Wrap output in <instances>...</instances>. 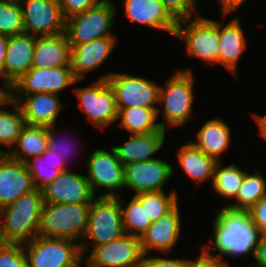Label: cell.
<instances>
[{"instance_id":"6da1fadb","label":"cell","mask_w":266,"mask_h":267,"mask_svg":"<svg viewBox=\"0 0 266 267\" xmlns=\"http://www.w3.org/2000/svg\"><path fill=\"white\" fill-rule=\"evenodd\" d=\"M212 222V237L209 243L195 247L206 256L220 260L227 267L230 265L223 256L236 259L251 255L254 258L261 235L248 210H234L223 206ZM211 251L217 252L213 254Z\"/></svg>"},{"instance_id":"7a4b0ae2","label":"cell","mask_w":266,"mask_h":267,"mask_svg":"<svg viewBox=\"0 0 266 267\" xmlns=\"http://www.w3.org/2000/svg\"><path fill=\"white\" fill-rule=\"evenodd\" d=\"M193 74L191 68H177L173 75L164 80V84L161 85L157 117L158 121L159 116L163 118L159 121L162 129L169 131L170 128L183 127L191 120L196 83Z\"/></svg>"},{"instance_id":"3957f363","label":"cell","mask_w":266,"mask_h":267,"mask_svg":"<svg viewBox=\"0 0 266 267\" xmlns=\"http://www.w3.org/2000/svg\"><path fill=\"white\" fill-rule=\"evenodd\" d=\"M43 204L42 190L35 188L0 209V242L24 244L38 236Z\"/></svg>"},{"instance_id":"277c9868","label":"cell","mask_w":266,"mask_h":267,"mask_svg":"<svg viewBox=\"0 0 266 267\" xmlns=\"http://www.w3.org/2000/svg\"><path fill=\"white\" fill-rule=\"evenodd\" d=\"M91 203H44L38 235L81 243L88 226Z\"/></svg>"},{"instance_id":"5b68a950","label":"cell","mask_w":266,"mask_h":267,"mask_svg":"<svg viewBox=\"0 0 266 267\" xmlns=\"http://www.w3.org/2000/svg\"><path fill=\"white\" fill-rule=\"evenodd\" d=\"M124 234L120 200L117 197H96L89 209L84 240L80 243L83 256H87L85 253L91 246L113 242Z\"/></svg>"},{"instance_id":"8992f818","label":"cell","mask_w":266,"mask_h":267,"mask_svg":"<svg viewBox=\"0 0 266 267\" xmlns=\"http://www.w3.org/2000/svg\"><path fill=\"white\" fill-rule=\"evenodd\" d=\"M185 43L187 56L205 65H218L219 21L200 15L178 21L175 36Z\"/></svg>"},{"instance_id":"52a82bcc","label":"cell","mask_w":266,"mask_h":267,"mask_svg":"<svg viewBox=\"0 0 266 267\" xmlns=\"http://www.w3.org/2000/svg\"><path fill=\"white\" fill-rule=\"evenodd\" d=\"M116 5L99 3L85 12L65 20L64 33L71 47L99 38L117 37L112 29L117 14Z\"/></svg>"},{"instance_id":"ba28073f","label":"cell","mask_w":266,"mask_h":267,"mask_svg":"<svg viewBox=\"0 0 266 267\" xmlns=\"http://www.w3.org/2000/svg\"><path fill=\"white\" fill-rule=\"evenodd\" d=\"M78 107L93 127L104 131L118 119L116 97L107 79H96L89 86L73 88Z\"/></svg>"},{"instance_id":"9c48e42d","label":"cell","mask_w":266,"mask_h":267,"mask_svg":"<svg viewBox=\"0 0 266 267\" xmlns=\"http://www.w3.org/2000/svg\"><path fill=\"white\" fill-rule=\"evenodd\" d=\"M29 267H78L84 264L80 243L36 236L23 244Z\"/></svg>"},{"instance_id":"30bf717a","label":"cell","mask_w":266,"mask_h":267,"mask_svg":"<svg viewBox=\"0 0 266 267\" xmlns=\"http://www.w3.org/2000/svg\"><path fill=\"white\" fill-rule=\"evenodd\" d=\"M96 79H107L112 86L118 109L144 107L158 109L160 87L152 79L131 73L110 72Z\"/></svg>"},{"instance_id":"8fae6325","label":"cell","mask_w":266,"mask_h":267,"mask_svg":"<svg viewBox=\"0 0 266 267\" xmlns=\"http://www.w3.org/2000/svg\"><path fill=\"white\" fill-rule=\"evenodd\" d=\"M85 166L87 180L97 197H118L117 190L125 188L124 165L119 161L115 149H94L89 154ZM98 188L104 189L97 193ZM105 192V193H104ZM98 194V195H97Z\"/></svg>"},{"instance_id":"7c38bea8","label":"cell","mask_w":266,"mask_h":267,"mask_svg":"<svg viewBox=\"0 0 266 267\" xmlns=\"http://www.w3.org/2000/svg\"><path fill=\"white\" fill-rule=\"evenodd\" d=\"M77 80L71 66L54 68H31L8 89L9 95H29L35 93H55L60 95L68 87L73 88ZM73 86V87H72Z\"/></svg>"},{"instance_id":"4fadbf2b","label":"cell","mask_w":266,"mask_h":267,"mask_svg":"<svg viewBox=\"0 0 266 267\" xmlns=\"http://www.w3.org/2000/svg\"><path fill=\"white\" fill-rule=\"evenodd\" d=\"M24 33L35 37L64 33L65 18L59 0H19Z\"/></svg>"},{"instance_id":"5bb4252c","label":"cell","mask_w":266,"mask_h":267,"mask_svg":"<svg viewBox=\"0 0 266 267\" xmlns=\"http://www.w3.org/2000/svg\"><path fill=\"white\" fill-rule=\"evenodd\" d=\"M90 249L84 257L88 267H140L143 257L140 238L130 234Z\"/></svg>"},{"instance_id":"9a60e30c","label":"cell","mask_w":266,"mask_h":267,"mask_svg":"<svg viewBox=\"0 0 266 267\" xmlns=\"http://www.w3.org/2000/svg\"><path fill=\"white\" fill-rule=\"evenodd\" d=\"M174 167L162 158L132 162L124 166L125 189L136 194L165 191L164 185L173 179Z\"/></svg>"},{"instance_id":"2e32d148","label":"cell","mask_w":266,"mask_h":267,"mask_svg":"<svg viewBox=\"0 0 266 267\" xmlns=\"http://www.w3.org/2000/svg\"><path fill=\"white\" fill-rule=\"evenodd\" d=\"M41 190L44 203H92L97 197L87 177L70 169L60 172Z\"/></svg>"},{"instance_id":"e0dca14e","label":"cell","mask_w":266,"mask_h":267,"mask_svg":"<svg viewBox=\"0 0 266 267\" xmlns=\"http://www.w3.org/2000/svg\"><path fill=\"white\" fill-rule=\"evenodd\" d=\"M179 202L157 221L152 222L148 229L140 237V245L143 254H151L154 249L157 252L170 254L176 247L182 229L181 211Z\"/></svg>"},{"instance_id":"ac0fdd59","label":"cell","mask_w":266,"mask_h":267,"mask_svg":"<svg viewBox=\"0 0 266 267\" xmlns=\"http://www.w3.org/2000/svg\"><path fill=\"white\" fill-rule=\"evenodd\" d=\"M9 97L19 104L26 124L30 126H54L64 109L60 95L55 93L41 92Z\"/></svg>"},{"instance_id":"d6986e66","label":"cell","mask_w":266,"mask_h":267,"mask_svg":"<svg viewBox=\"0 0 266 267\" xmlns=\"http://www.w3.org/2000/svg\"><path fill=\"white\" fill-rule=\"evenodd\" d=\"M118 37L99 38L71 47L70 66L77 80L86 78L87 73L100 69L117 47Z\"/></svg>"},{"instance_id":"ffe728a7","label":"cell","mask_w":266,"mask_h":267,"mask_svg":"<svg viewBox=\"0 0 266 267\" xmlns=\"http://www.w3.org/2000/svg\"><path fill=\"white\" fill-rule=\"evenodd\" d=\"M126 18L137 25L160 30L175 36L178 21L161 0H123Z\"/></svg>"},{"instance_id":"44dd1931","label":"cell","mask_w":266,"mask_h":267,"mask_svg":"<svg viewBox=\"0 0 266 267\" xmlns=\"http://www.w3.org/2000/svg\"><path fill=\"white\" fill-rule=\"evenodd\" d=\"M34 189L26 163L0 154V209Z\"/></svg>"},{"instance_id":"7402d4cb","label":"cell","mask_w":266,"mask_h":267,"mask_svg":"<svg viewBox=\"0 0 266 267\" xmlns=\"http://www.w3.org/2000/svg\"><path fill=\"white\" fill-rule=\"evenodd\" d=\"M235 16L224 25L219 22V54L218 65L223 66L229 71L236 80L238 79L237 70L241 56L247 48V35L242 28L240 18Z\"/></svg>"},{"instance_id":"603a6c76","label":"cell","mask_w":266,"mask_h":267,"mask_svg":"<svg viewBox=\"0 0 266 267\" xmlns=\"http://www.w3.org/2000/svg\"><path fill=\"white\" fill-rule=\"evenodd\" d=\"M36 37L22 33L9 36L4 62V87L9 88L33 65Z\"/></svg>"},{"instance_id":"cb8c5ba5","label":"cell","mask_w":266,"mask_h":267,"mask_svg":"<svg viewBox=\"0 0 266 267\" xmlns=\"http://www.w3.org/2000/svg\"><path fill=\"white\" fill-rule=\"evenodd\" d=\"M166 134L167 130L162 128L148 134H130L123 144L112 147L124 166L132 162H144L157 158L154 156L163 149Z\"/></svg>"},{"instance_id":"d4e9b609","label":"cell","mask_w":266,"mask_h":267,"mask_svg":"<svg viewBox=\"0 0 266 267\" xmlns=\"http://www.w3.org/2000/svg\"><path fill=\"white\" fill-rule=\"evenodd\" d=\"M231 128L223 118L214 117L204 122L196 133V140H188L208 156L222 161L231 144Z\"/></svg>"},{"instance_id":"484cf974","label":"cell","mask_w":266,"mask_h":267,"mask_svg":"<svg viewBox=\"0 0 266 267\" xmlns=\"http://www.w3.org/2000/svg\"><path fill=\"white\" fill-rule=\"evenodd\" d=\"M176 157L180 168L194 182L195 186H200L208 180L212 184L214 170L218 163L215 158L205 154L190 141L178 147Z\"/></svg>"},{"instance_id":"4316f807","label":"cell","mask_w":266,"mask_h":267,"mask_svg":"<svg viewBox=\"0 0 266 267\" xmlns=\"http://www.w3.org/2000/svg\"><path fill=\"white\" fill-rule=\"evenodd\" d=\"M71 46L65 33L36 37L32 68L70 66Z\"/></svg>"},{"instance_id":"83f0119b","label":"cell","mask_w":266,"mask_h":267,"mask_svg":"<svg viewBox=\"0 0 266 267\" xmlns=\"http://www.w3.org/2000/svg\"><path fill=\"white\" fill-rule=\"evenodd\" d=\"M48 127L26 125L15 145L6 153L12 159L27 162L48 149Z\"/></svg>"},{"instance_id":"f1b7e54d","label":"cell","mask_w":266,"mask_h":267,"mask_svg":"<svg viewBox=\"0 0 266 267\" xmlns=\"http://www.w3.org/2000/svg\"><path fill=\"white\" fill-rule=\"evenodd\" d=\"M8 106L12 111L7 110ZM26 125L19 104L8 96L0 103V154H6L11 150Z\"/></svg>"},{"instance_id":"f546056e","label":"cell","mask_w":266,"mask_h":267,"mask_svg":"<svg viewBox=\"0 0 266 267\" xmlns=\"http://www.w3.org/2000/svg\"><path fill=\"white\" fill-rule=\"evenodd\" d=\"M117 127L130 134H148L161 129L157 109L132 107L118 109Z\"/></svg>"},{"instance_id":"4dcf8cb0","label":"cell","mask_w":266,"mask_h":267,"mask_svg":"<svg viewBox=\"0 0 266 267\" xmlns=\"http://www.w3.org/2000/svg\"><path fill=\"white\" fill-rule=\"evenodd\" d=\"M246 172L237 196L224 206L234 210H249L261 198L266 196V178L261 171ZM235 201V202H234Z\"/></svg>"},{"instance_id":"1f68e13d","label":"cell","mask_w":266,"mask_h":267,"mask_svg":"<svg viewBox=\"0 0 266 267\" xmlns=\"http://www.w3.org/2000/svg\"><path fill=\"white\" fill-rule=\"evenodd\" d=\"M247 171L242 170L235 163L223 166V161H218L214 170L211 189L223 199H234L237 196L243 178Z\"/></svg>"},{"instance_id":"d6a6232c","label":"cell","mask_w":266,"mask_h":267,"mask_svg":"<svg viewBox=\"0 0 266 267\" xmlns=\"http://www.w3.org/2000/svg\"><path fill=\"white\" fill-rule=\"evenodd\" d=\"M117 198L120 200L122 223L125 234L140 238L152 223L150 220H147L145 205H142L134 195L126 204L124 203L121 194Z\"/></svg>"},{"instance_id":"836d02e7","label":"cell","mask_w":266,"mask_h":267,"mask_svg":"<svg viewBox=\"0 0 266 267\" xmlns=\"http://www.w3.org/2000/svg\"><path fill=\"white\" fill-rule=\"evenodd\" d=\"M178 193L171 191L142 192L134 195L142 205H145L147 220L157 221L161 216L168 213L178 202Z\"/></svg>"},{"instance_id":"e575fe53","label":"cell","mask_w":266,"mask_h":267,"mask_svg":"<svg viewBox=\"0 0 266 267\" xmlns=\"http://www.w3.org/2000/svg\"><path fill=\"white\" fill-rule=\"evenodd\" d=\"M0 33L8 37L24 33L19 0H0Z\"/></svg>"},{"instance_id":"d590c367","label":"cell","mask_w":266,"mask_h":267,"mask_svg":"<svg viewBox=\"0 0 266 267\" xmlns=\"http://www.w3.org/2000/svg\"><path fill=\"white\" fill-rule=\"evenodd\" d=\"M25 163L32 176L34 187L37 189L44 188L60 173L58 170H53L48 165H45L41 156L33 157Z\"/></svg>"},{"instance_id":"8d00e7d4","label":"cell","mask_w":266,"mask_h":267,"mask_svg":"<svg viewBox=\"0 0 266 267\" xmlns=\"http://www.w3.org/2000/svg\"><path fill=\"white\" fill-rule=\"evenodd\" d=\"M0 267H29L23 244L0 242Z\"/></svg>"},{"instance_id":"74e56055","label":"cell","mask_w":266,"mask_h":267,"mask_svg":"<svg viewBox=\"0 0 266 267\" xmlns=\"http://www.w3.org/2000/svg\"><path fill=\"white\" fill-rule=\"evenodd\" d=\"M168 12L177 20L198 16L199 0H161Z\"/></svg>"},{"instance_id":"f35d334b","label":"cell","mask_w":266,"mask_h":267,"mask_svg":"<svg viewBox=\"0 0 266 267\" xmlns=\"http://www.w3.org/2000/svg\"><path fill=\"white\" fill-rule=\"evenodd\" d=\"M56 126L57 125H54V126H51V127H48V147L51 149V150H54L56 153L60 154V156L66 161V163L68 164L69 161H71L70 159V156L73 157L72 155H74L73 153L77 152L78 149L74 148V147H77L76 144L73 145L74 143V140H73V143H72V140L69 139V137H64V139L60 138V136H56L57 134V130H56ZM58 138V140H57ZM57 140V141H56ZM77 142V141H76ZM73 146V147H71ZM76 149V151H75Z\"/></svg>"},{"instance_id":"ab89813d","label":"cell","mask_w":266,"mask_h":267,"mask_svg":"<svg viewBox=\"0 0 266 267\" xmlns=\"http://www.w3.org/2000/svg\"><path fill=\"white\" fill-rule=\"evenodd\" d=\"M150 255V256H149ZM190 258H168L167 256H152L143 254L140 267H190Z\"/></svg>"},{"instance_id":"60d3db41","label":"cell","mask_w":266,"mask_h":267,"mask_svg":"<svg viewBox=\"0 0 266 267\" xmlns=\"http://www.w3.org/2000/svg\"><path fill=\"white\" fill-rule=\"evenodd\" d=\"M59 2L65 19L85 12L100 3L99 0H59Z\"/></svg>"},{"instance_id":"b9f144b4","label":"cell","mask_w":266,"mask_h":267,"mask_svg":"<svg viewBox=\"0 0 266 267\" xmlns=\"http://www.w3.org/2000/svg\"><path fill=\"white\" fill-rule=\"evenodd\" d=\"M261 236H266V196L248 210Z\"/></svg>"},{"instance_id":"7bdbcfd3","label":"cell","mask_w":266,"mask_h":267,"mask_svg":"<svg viewBox=\"0 0 266 267\" xmlns=\"http://www.w3.org/2000/svg\"><path fill=\"white\" fill-rule=\"evenodd\" d=\"M43 163L48 165L53 170H58L59 172L65 171L69 169V165L66 161L60 156V154L56 153L54 150L48 148L42 155Z\"/></svg>"},{"instance_id":"ee69618b","label":"cell","mask_w":266,"mask_h":267,"mask_svg":"<svg viewBox=\"0 0 266 267\" xmlns=\"http://www.w3.org/2000/svg\"><path fill=\"white\" fill-rule=\"evenodd\" d=\"M217 2H219L218 6H220L221 15L225 19V17L227 18V16L241 9L242 5H244L247 0H218Z\"/></svg>"},{"instance_id":"f6af8a7d","label":"cell","mask_w":266,"mask_h":267,"mask_svg":"<svg viewBox=\"0 0 266 267\" xmlns=\"http://www.w3.org/2000/svg\"><path fill=\"white\" fill-rule=\"evenodd\" d=\"M254 261L251 267H266V236H261L256 247Z\"/></svg>"},{"instance_id":"bcb514c9","label":"cell","mask_w":266,"mask_h":267,"mask_svg":"<svg viewBox=\"0 0 266 267\" xmlns=\"http://www.w3.org/2000/svg\"><path fill=\"white\" fill-rule=\"evenodd\" d=\"M200 252L196 259H192L190 267H227L220 260L210 258L202 251Z\"/></svg>"},{"instance_id":"7dc6e473","label":"cell","mask_w":266,"mask_h":267,"mask_svg":"<svg viewBox=\"0 0 266 267\" xmlns=\"http://www.w3.org/2000/svg\"><path fill=\"white\" fill-rule=\"evenodd\" d=\"M8 39L9 37L7 35L0 33V79L3 80V85H4V62H5V53H6Z\"/></svg>"},{"instance_id":"c3c4849f","label":"cell","mask_w":266,"mask_h":267,"mask_svg":"<svg viewBox=\"0 0 266 267\" xmlns=\"http://www.w3.org/2000/svg\"><path fill=\"white\" fill-rule=\"evenodd\" d=\"M251 116H253L252 118H253V120H254V122L256 123V125H257V128H258V130H259V135L264 139V140H266V116L264 115H259V114H253L252 113V115Z\"/></svg>"},{"instance_id":"681fc988","label":"cell","mask_w":266,"mask_h":267,"mask_svg":"<svg viewBox=\"0 0 266 267\" xmlns=\"http://www.w3.org/2000/svg\"><path fill=\"white\" fill-rule=\"evenodd\" d=\"M3 88H0V103L5 100L9 96V89L7 87L2 86Z\"/></svg>"},{"instance_id":"f907efd6","label":"cell","mask_w":266,"mask_h":267,"mask_svg":"<svg viewBox=\"0 0 266 267\" xmlns=\"http://www.w3.org/2000/svg\"><path fill=\"white\" fill-rule=\"evenodd\" d=\"M101 3H109V4H113L116 5V2L114 3L112 0H99Z\"/></svg>"}]
</instances>
